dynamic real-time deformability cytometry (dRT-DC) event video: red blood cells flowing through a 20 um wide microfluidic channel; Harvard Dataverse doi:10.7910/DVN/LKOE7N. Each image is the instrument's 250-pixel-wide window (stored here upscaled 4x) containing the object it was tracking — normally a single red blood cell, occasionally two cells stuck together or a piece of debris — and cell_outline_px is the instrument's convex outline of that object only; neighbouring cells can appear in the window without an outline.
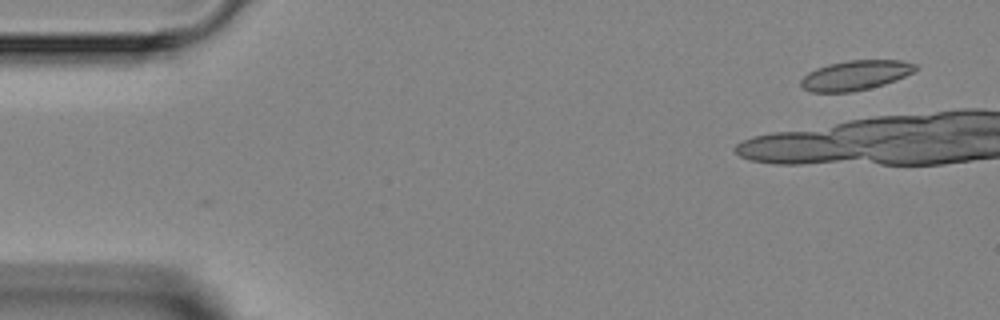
{"species": "Egyptian fruit bat (a non-hibernating species)", "species_latin": "Rousettus aegyptiacus", "temperature_condition": "room temperature", "stored_images_in_passage": 2, "camera_frame_rate_fps": 3000, "um_per_image_px": 0.085, "animal": {"sex": "female"}, "frame": {"image": 1, "passage_image": 2, "time_ms": 1.333, "image_size_px": [1000, 320], "cell_outline_px": [[920, 68], [916, 72], [896, 80], [884, 84], [852, 92], [812, 92], [804, 88], [800, 84], [800, 80], [808, 72], [816, 68], [828, 64], [848, 60], [900, 60], [916, 64]], "centroid_in_image_um": [72.75, 6.39], "position_along_channel_um": 12.2, "area_um2": 20.0}}